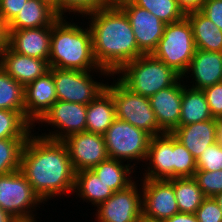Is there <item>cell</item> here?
Masks as SVG:
<instances>
[{
  "label": "cell",
  "instance_id": "6da1fadb",
  "mask_svg": "<svg viewBox=\"0 0 222 222\" xmlns=\"http://www.w3.org/2000/svg\"><path fill=\"white\" fill-rule=\"evenodd\" d=\"M20 170L44 203L73 194L76 172L62 141L40 137L33 131L23 146Z\"/></svg>",
  "mask_w": 222,
  "mask_h": 222
},
{
  "label": "cell",
  "instance_id": "7a4b0ae2",
  "mask_svg": "<svg viewBox=\"0 0 222 222\" xmlns=\"http://www.w3.org/2000/svg\"><path fill=\"white\" fill-rule=\"evenodd\" d=\"M83 17L90 19L87 23L92 34L95 60L111 75L144 54L138 48L128 17L115 2Z\"/></svg>",
  "mask_w": 222,
  "mask_h": 222
},
{
  "label": "cell",
  "instance_id": "3957f363",
  "mask_svg": "<svg viewBox=\"0 0 222 222\" xmlns=\"http://www.w3.org/2000/svg\"><path fill=\"white\" fill-rule=\"evenodd\" d=\"M60 17L51 26L49 67L78 71L100 69L93 54L92 34L82 27Z\"/></svg>",
  "mask_w": 222,
  "mask_h": 222
},
{
  "label": "cell",
  "instance_id": "277c9868",
  "mask_svg": "<svg viewBox=\"0 0 222 222\" xmlns=\"http://www.w3.org/2000/svg\"><path fill=\"white\" fill-rule=\"evenodd\" d=\"M115 75L132 92L148 98L181 77L152 54H143L126 63Z\"/></svg>",
  "mask_w": 222,
  "mask_h": 222
},
{
  "label": "cell",
  "instance_id": "5b68a950",
  "mask_svg": "<svg viewBox=\"0 0 222 222\" xmlns=\"http://www.w3.org/2000/svg\"><path fill=\"white\" fill-rule=\"evenodd\" d=\"M195 51L192 26L185 16L180 21L166 24L164 34L152 55L182 77Z\"/></svg>",
  "mask_w": 222,
  "mask_h": 222
},
{
  "label": "cell",
  "instance_id": "8992f818",
  "mask_svg": "<svg viewBox=\"0 0 222 222\" xmlns=\"http://www.w3.org/2000/svg\"><path fill=\"white\" fill-rule=\"evenodd\" d=\"M113 81L115 83H107L105 89L113 97L116 118L127 121L151 137L164 134L158 126L149 98L132 92L118 78H113Z\"/></svg>",
  "mask_w": 222,
  "mask_h": 222
},
{
  "label": "cell",
  "instance_id": "52a82bcc",
  "mask_svg": "<svg viewBox=\"0 0 222 222\" xmlns=\"http://www.w3.org/2000/svg\"><path fill=\"white\" fill-rule=\"evenodd\" d=\"M44 204L21 170L0 175V208L18 221H34L37 206ZM33 209V210H32ZM35 211V213H34Z\"/></svg>",
  "mask_w": 222,
  "mask_h": 222
},
{
  "label": "cell",
  "instance_id": "ba28073f",
  "mask_svg": "<svg viewBox=\"0 0 222 222\" xmlns=\"http://www.w3.org/2000/svg\"><path fill=\"white\" fill-rule=\"evenodd\" d=\"M109 158L141 163L145 162L151 136L145 131L118 118L103 134ZM130 162V163H129Z\"/></svg>",
  "mask_w": 222,
  "mask_h": 222
},
{
  "label": "cell",
  "instance_id": "9c48e42d",
  "mask_svg": "<svg viewBox=\"0 0 222 222\" xmlns=\"http://www.w3.org/2000/svg\"><path fill=\"white\" fill-rule=\"evenodd\" d=\"M56 87L57 100L88 105L106 87V83L94 80L93 73L107 78L112 77L107 70L100 68L98 71H78L69 69L50 68ZM100 72V73H99ZM92 73V74H91ZM105 75V76H104Z\"/></svg>",
  "mask_w": 222,
  "mask_h": 222
},
{
  "label": "cell",
  "instance_id": "30bf717a",
  "mask_svg": "<svg viewBox=\"0 0 222 222\" xmlns=\"http://www.w3.org/2000/svg\"><path fill=\"white\" fill-rule=\"evenodd\" d=\"M87 105L57 100L36 122L52 125L56 129L48 133L38 134L54 141H63L71 134L86 131Z\"/></svg>",
  "mask_w": 222,
  "mask_h": 222
},
{
  "label": "cell",
  "instance_id": "8fae6325",
  "mask_svg": "<svg viewBox=\"0 0 222 222\" xmlns=\"http://www.w3.org/2000/svg\"><path fill=\"white\" fill-rule=\"evenodd\" d=\"M140 181L142 190V219L154 222L164 220L179 213L174 192V178L169 180Z\"/></svg>",
  "mask_w": 222,
  "mask_h": 222
},
{
  "label": "cell",
  "instance_id": "7c38bea8",
  "mask_svg": "<svg viewBox=\"0 0 222 222\" xmlns=\"http://www.w3.org/2000/svg\"><path fill=\"white\" fill-rule=\"evenodd\" d=\"M134 181L97 206V222H142V190ZM139 186V189H138Z\"/></svg>",
  "mask_w": 222,
  "mask_h": 222
},
{
  "label": "cell",
  "instance_id": "4fadbf2b",
  "mask_svg": "<svg viewBox=\"0 0 222 222\" xmlns=\"http://www.w3.org/2000/svg\"><path fill=\"white\" fill-rule=\"evenodd\" d=\"M114 2L128 17L138 48L144 54H152L164 34L166 24L130 0H114Z\"/></svg>",
  "mask_w": 222,
  "mask_h": 222
},
{
  "label": "cell",
  "instance_id": "5bb4252c",
  "mask_svg": "<svg viewBox=\"0 0 222 222\" xmlns=\"http://www.w3.org/2000/svg\"><path fill=\"white\" fill-rule=\"evenodd\" d=\"M68 150L75 172L92 170L109 158L104 137L91 132L74 133L62 141Z\"/></svg>",
  "mask_w": 222,
  "mask_h": 222
},
{
  "label": "cell",
  "instance_id": "9a60e30c",
  "mask_svg": "<svg viewBox=\"0 0 222 222\" xmlns=\"http://www.w3.org/2000/svg\"><path fill=\"white\" fill-rule=\"evenodd\" d=\"M182 95L183 79L180 77L172 86L149 98L158 126L164 133H172L180 126Z\"/></svg>",
  "mask_w": 222,
  "mask_h": 222
},
{
  "label": "cell",
  "instance_id": "2e32d148",
  "mask_svg": "<svg viewBox=\"0 0 222 222\" xmlns=\"http://www.w3.org/2000/svg\"><path fill=\"white\" fill-rule=\"evenodd\" d=\"M56 101L55 81L50 70L24 87L25 117L33 127Z\"/></svg>",
  "mask_w": 222,
  "mask_h": 222
},
{
  "label": "cell",
  "instance_id": "e0dca14e",
  "mask_svg": "<svg viewBox=\"0 0 222 222\" xmlns=\"http://www.w3.org/2000/svg\"><path fill=\"white\" fill-rule=\"evenodd\" d=\"M143 177L151 180L173 178V135L164 133L150 138ZM149 165V166H148ZM147 169V170H145Z\"/></svg>",
  "mask_w": 222,
  "mask_h": 222
},
{
  "label": "cell",
  "instance_id": "ac0fdd59",
  "mask_svg": "<svg viewBox=\"0 0 222 222\" xmlns=\"http://www.w3.org/2000/svg\"><path fill=\"white\" fill-rule=\"evenodd\" d=\"M8 46L16 53L49 61L51 26L7 30Z\"/></svg>",
  "mask_w": 222,
  "mask_h": 222
},
{
  "label": "cell",
  "instance_id": "d6986e66",
  "mask_svg": "<svg viewBox=\"0 0 222 222\" xmlns=\"http://www.w3.org/2000/svg\"><path fill=\"white\" fill-rule=\"evenodd\" d=\"M188 74L193 77L189 82L192 86L190 84L186 86L198 90L222 82V52L196 49L182 79H186Z\"/></svg>",
  "mask_w": 222,
  "mask_h": 222
},
{
  "label": "cell",
  "instance_id": "ffe728a7",
  "mask_svg": "<svg viewBox=\"0 0 222 222\" xmlns=\"http://www.w3.org/2000/svg\"><path fill=\"white\" fill-rule=\"evenodd\" d=\"M0 67L23 87L49 71L47 60L25 56L9 46L0 56Z\"/></svg>",
  "mask_w": 222,
  "mask_h": 222
},
{
  "label": "cell",
  "instance_id": "44dd1931",
  "mask_svg": "<svg viewBox=\"0 0 222 222\" xmlns=\"http://www.w3.org/2000/svg\"><path fill=\"white\" fill-rule=\"evenodd\" d=\"M219 120L213 118L204 122L179 126L172 132V135L197 160L207 147L217 142Z\"/></svg>",
  "mask_w": 222,
  "mask_h": 222
},
{
  "label": "cell",
  "instance_id": "7402d4cb",
  "mask_svg": "<svg viewBox=\"0 0 222 222\" xmlns=\"http://www.w3.org/2000/svg\"><path fill=\"white\" fill-rule=\"evenodd\" d=\"M60 16L46 2L27 0L24 7L7 25V30H21L52 26Z\"/></svg>",
  "mask_w": 222,
  "mask_h": 222
},
{
  "label": "cell",
  "instance_id": "603a6c76",
  "mask_svg": "<svg viewBox=\"0 0 222 222\" xmlns=\"http://www.w3.org/2000/svg\"><path fill=\"white\" fill-rule=\"evenodd\" d=\"M115 119V103L105 89L87 105L86 131L103 135Z\"/></svg>",
  "mask_w": 222,
  "mask_h": 222
},
{
  "label": "cell",
  "instance_id": "cb8c5ba5",
  "mask_svg": "<svg viewBox=\"0 0 222 222\" xmlns=\"http://www.w3.org/2000/svg\"><path fill=\"white\" fill-rule=\"evenodd\" d=\"M196 49L222 52V31L200 10L186 14Z\"/></svg>",
  "mask_w": 222,
  "mask_h": 222
},
{
  "label": "cell",
  "instance_id": "d4e9b609",
  "mask_svg": "<svg viewBox=\"0 0 222 222\" xmlns=\"http://www.w3.org/2000/svg\"><path fill=\"white\" fill-rule=\"evenodd\" d=\"M76 192V193H75ZM114 191L105 184L93 170H80L75 173V184L73 195L94 207L112 196Z\"/></svg>",
  "mask_w": 222,
  "mask_h": 222
},
{
  "label": "cell",
  "instance_id": "484cf974",
  "mask_svg": "<svg viewBox=\"0 0 222 222\" xmlns=\"http://www.w3.org/2000/svg\"><path fill=\"white\" fill-rule=\"evenodd\" d=\"M135 165L136 164L134 163L133 165H130L121 160L108 158L102 161L92 170L105 184L116 192L127 188L135 181L134 178H138L132 177L133 173L135 172Z\"/></svg>",
  "mask_w": 222,
  "mask_h": 222
},
{
  "label": "cell",
  "instance_id": "4316f807",
  "mask_svg": "<svg viewBox=\"0 0 222 222\" xmlns=\"http://www.w3.org/2000/svg\"><path fill=\"white\" fill-rule=\"evenodd\" d=\"M185 83L183 81L180 126L213 119L204 92L190 88Z\"/></svg>",
  "mask_w": 222,
  "mask_h": 222
},
{
  "label": "cell",
  "instance_id": "83f0119b",
  "mask_svg": "<svg viewBox=\"0 0 222 222\" xmlns=\"http://www.w3.org/2000/svg\"><path fill=\"white\" fill-rule=\"evenodd\" d=\"M174 192L180 213L195 214L205 198L193 177L174 178Z\"/></svg>",
  "mask_w": 222,
  "mask_h": 222
},
{
  "label": "cell",
  "instance_id": "f1b7e54d",
  "mask_svg": "<svg viewBox=\"0 0 222 222\" xmlns=\"http://www.w3.org/2000/svg\"><path fill=\"white\" fill-rule=\"evenodd\" d=\"M33 128L23 112L0 109V139H28Z\"/></svg>",
  "mask_w": 222,
  "mask_h": 222
},
{
  "label": "cell",
  "instance_id": "f546056e",
  "mask_svg": "<svg viewBox=\"0 0 222 222\" xmlns=\"http://www.w3.org/2000/svg\"><path fill=\"white\" fill-rule=\"evenodd\" d=\"M0 109L25 114L24 87L0 67Z\"/></svg>",
  "mask_w": 222,
  "mask_h": 222
},
{
  "label": "cell",
  "instance_id": "4dcf8cb0",
  "mask_svg": "<svg viewBox=\"0 0 222 222\" xmlns=\"http://www.w3.org/2000/svg\"><path fill=\"white\" fill-rule=\"evenodd\" d=\"M134 5L142 7L154 14L165 24L180 21L186 15L180 9L177 0H130Z\"/></svg>",
  "mask_w": 222,
  "mask_h": 222
},
{
  "label": "cell",
  "instance_id": "1f68e13d",
  "mask_svg": "<svg viewBox=\"0 0 222 222\" xmlns=\"http://www.w3.org/2000/svg\"><path fill=\"white\" fill-rule=\"evenodd\" d=\"M27 139H0V175L20 169L21 153Z\"/></svg>",
  "mask_w": 222,
  "mask_h": 222
},
{
  "label": "cell",
  "instance_id": "d6a6232c",
  "mask_svg": "<svg viewBox=\"0 0 222 222\" xmlns=\"http://www.w3.org/2000/svg\"><path fill=\"white\" fill-rule=\"evenodd\" d=\"M196 171V159L173 136V178L193 177Z\"/></svg>",
  "mask_w": 222,
  "mask_h": 222
},
{
  "label": "cell",
  "instance_id": "836d02e7",
  "mask_svg": "<svg viewBox=\"0 0 222 222\" xmlns=\"http://www.w3.org/2000/svg\"><path fill=\"white\" fill-rule=\"evenodd\" d=\"M113 2L114 0H59V16L66 17L67 12H73L74 15L77 13L78 17H83L90 12L106 8Z\"/></svg>",
  "mask_w": 222,
  "mask_h": 222
},
{
  "label": "cell",
  "instance_id": "e575fe53",
  "mask_svg": "<svg viewBox=\"0 0 222 222\" xmlns=\"http://www.w3.org/2000/svg\"><path fill=\"white\" fill-rule=\"evenodd\" d=\"M193 178L205 197H214L222 192V169L217 171H196Z\"/></svg>",
  "mask_w": 222,
  "mask_h": 222
},
{
  "label": "cell",
  "instance_id": "d590c367",
  "mask_svg": "<svg viewBox=\"0 0 222 222\" xmlns=\"http://www.w3.org/2000/svg\"><path fill=\"white\" fill-rule=\"evenodd\" d=\"M197 171H217L222 169V147L216 142L196 160Z\"/></svg>",
  "mask_w": 222,
  "mask_h": 222
},
{
  "label": "cell",
  "instance_id": "8d00e7d4",
  "mask_svg": "<svg viewBox=\"0 0 222 222\" xmlns=\"http://www.w3.org/2000/svg\"><path fill=\"white\" fill-rule=\"evenodd\" d=\"M195 215L198 222H222V210L213 197H205Z\"/></svg>",
  "mask_w": 222,
  "mask_h": 222
},
{
  "label": "cell",
  "instance_id": "74e56055",
  "mask_svg": "<svg viewBox=\"0 0 222 222\" xmlns=\"http://www.w3.org/2000/svg\"><path fill=\"white\" fill-rule=\"evenodd\" d=\"M213 118L222 119V82L202 90Z\"/></svg>",
  "mask_w": 222,
  "mask_h": 222
},
{
  "label": "cell",
  "instance_id": "f35d334b",
  "mask_svg": "<svg viewBox=\"0 0 222 222\" xmlns=\"http://www.w3.org/2000/svg\"><path fill=\"white\" fill-rule=\"evenodd\" d=\"M27 0H0V18L8 25Z\"/></svg>",
  "mask_w": 222,
  "mask_h": 222
},
{
  "label": "cell",
  "instance_id": "ab89813d",
  "mask_svg": "<svg viewBox=\"0 0 222 222\" xmlns=\"http://www.w3.org/2000/svg\"><path fill=\"white\" fill-rule=\"evenodd\" d=\"M200 11L222 31V0H206Z\"/></svg>",
  "mask_w": 222,
  "mask_h": 222
},
{
  "label": "cell",
  "instance_id": "60d3db41",
  "mask_svg": "<svg viewBox=\"0 0 222 222\" xmlns=\"http://www.w3.org/2000/svg\"><path fill=\"white\" fill-rule=\"evenodd\" d=\"M206 0H177L180 9L184 14L201 10Z\"/></svg>",
  "mask_w": 222,
  "mask_h": 222
},
{
  "label": "cell",
  "instance_id": "b9f144b4",
  "mask_svg": "<svg viewBox=\"0 0 222 222\" xmlns=\"http://www.w3.org/2000/svg\"><path fill=\"white\" fill-rule=\"evenodd\" d=\"M163 222H198V220L195 214L179 212Z\"/></svg>",
  "mask_w": 222,
  "mask_h": 222
},
{
  "label": "cell",
  "instance_id": "7bdbcfd3",
  "mask_svg": "<svg viewBox=\"0 0 222 222\" xmlns=\"http://www.w3.org/2000/svg\"><path fill=\"white\" fill-rule=\"evenodd\" d=\"M8 46L7 24L0 18V56Z\"/></svg>",
  "mask_w": 222,
  "mask_h": 222
},
{
  "label": "cell",
  "instance_id": "ee69618b",
  "mask_svg": "<svg viewBox=\"0 0 222 222\" xmlns=\"http://www.w3.org/2000/svg\"><path fill=\"white\" fill-rule=\"evenodd\" d=\"M0 222H18L9 212L0 208Z\"/></svg>",
  "mask_w": 222,
  "mask_h": 222
},
{
  "label": "cell",
  "instance_id": "f6af8a7d",
  "mask_svg": "<svg viewBox=\"0 0 222 222\" xmlns=\"http://www.w3.org/2000/svg\"><path fill=\"white\" fill-rule=\"evenodd\" d=\"M49 4L55 12L59 15V0H41Z\"/></svg>",
  "mask_w": 222,
  "mask_h": 222
},
{
  "label": "cell",
  "instance_id": "bcb514c9",
  "mask_svg": "<svg viewBox=\"0 0 222 222\" xmlns=\"http://www.w3.org/2000/svg\"><path fill=\"white\" fill-rule=\"evenodd\" d=\"M217 143L222 147V119L218 123Z\"/></svg>",
  "mask_w": 222,
  "mask_h": 222
},
{
  "label": "cell",
  "instance_id": "7dc6e473",
  "mask_svg": "<svg viewBox=\"0 0 222 222\" xmlns=\"http://www.w3.org/2000/svg\"><path fill=\"white\" fill-rule=\"evenodd\" d=\"M215 199V201L217 202L219 208L222 210V192L218 193L217 195H215L213 197Z\"/></svg>",
  "mask_w": 222,
  "mask_h": 222
},
{
  "label": "cell",
  "instance_id": "c3c4849f",
  "mask_svg": "<svg viewBox=\"0 0 222 222\" xmlns=\"http://www.w3.org/2000/svg\"><path fill=\"white\" fill-rule=\"evenodd\" d=\"M18 222H37V220H34V221H18Z\"/></svg>",
  "mask_w": 222,
  "mask_h": 222
},
{
  "label": "cell",
  "instance_id": "681fc988",
  "mask_svg": "<svg viewBox=\"0 0 222 222\" xmlns=\"http://www.w3.org/2000/svg\"><path fill=\"white\" fill-rule=\"evenodd\" d=\"M142 222H154V221H149V220H142Z\"/></svg>",
  "mask_w": 222,
  "mask_h": 222
}]
</instances>
